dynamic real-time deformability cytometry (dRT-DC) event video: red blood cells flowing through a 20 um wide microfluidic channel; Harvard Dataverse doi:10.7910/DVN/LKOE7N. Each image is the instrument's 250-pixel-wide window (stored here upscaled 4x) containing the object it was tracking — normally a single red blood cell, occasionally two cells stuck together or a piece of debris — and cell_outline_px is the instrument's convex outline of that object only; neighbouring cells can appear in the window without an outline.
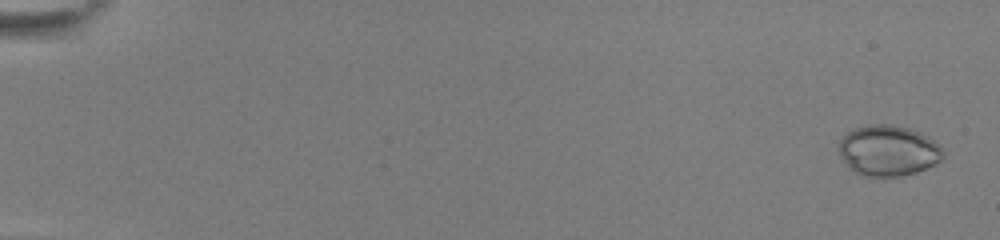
{"species": "common noctule bat (a hibernating species)", "species_latin": "Nyctalus noctula", "temperature_condition": "room temperature", "stored_images_in_passage": 54, "camera_frame_rate_fps": 3000, "um_per_image_px": 0.085, "animal": {"sex": "female", "body_mass_g": 22.0, "forearm_length_mm": 56.7}, "frame": {"image": 1, "passage_image": 2, "time_ms": 0.333, "image_size_px": [1000, 240], "cell_outline_px": [[944, 160], [916, 172], [900, 176], [860, 176], [848, 168], [840, 156], [840, 140], [848, 132], [856, 128], [868, 124], [892, 124], [908, 128], [920, 132], [928, 136], [944, 152]], "centroid_in_image_um": [75.5, 12.81], "position_along_channel_um": 9.5, "area_um2": 30.81}}
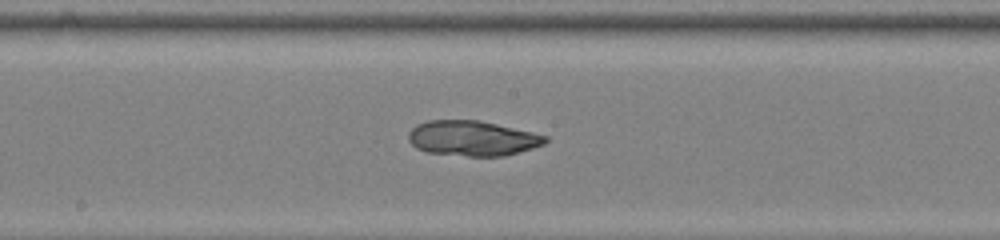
{"frame": {"image": 2, "passage_image": 31, "time_ms": 10.0, "image_size_px": [1000, 240], "cell_outline_px": [[548, 140], [544, 144], [520, 152], [504, 156], [468, 156], [428, 152], [416, 148], [408, 140], [408, 132], [416, 124], [428, 120], [480, 120], [532, 132], [548, 136]], "centroid_in_image_um": [40.15, 11.75], "position_along_channel_um": 208.1, "area_um2": 28.09}}
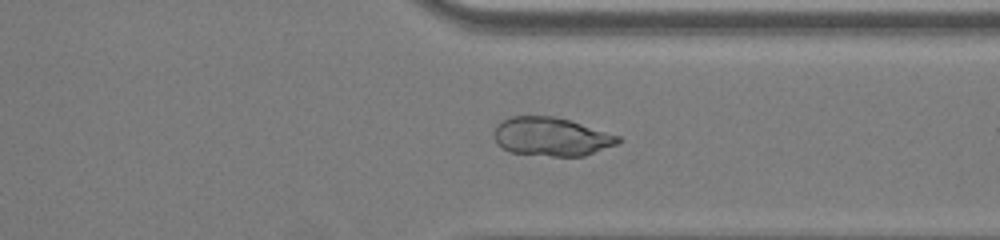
{"frame": {"image": 3, "passage_image": 43, "time_ms": 14.0, "image_size_px": [1000, 240], "cell_outline_px": [[620, 140], [616, 144], [584, 156], [552, 156], [508, 152], [496, 140], [496, 128], [504, 120], [512, 116], [552, 116], [568, 120], [620, 136]], "centroid_in_image_um": [46.89, 11.63], "position_along_channel_um": 364.5, "area_um2": 27.22}, "authors_computed_cell_mechanics": {"area_um2": 29.4491, "velocity_mm_per_s": 3.8953, "shape_relaxation_time_tau1_ms": null, "shape_relaxation_time_tau2_ms": 2.6729, "deformation_change_tau1": null, "deformation_change_tau2": 0.0498}}